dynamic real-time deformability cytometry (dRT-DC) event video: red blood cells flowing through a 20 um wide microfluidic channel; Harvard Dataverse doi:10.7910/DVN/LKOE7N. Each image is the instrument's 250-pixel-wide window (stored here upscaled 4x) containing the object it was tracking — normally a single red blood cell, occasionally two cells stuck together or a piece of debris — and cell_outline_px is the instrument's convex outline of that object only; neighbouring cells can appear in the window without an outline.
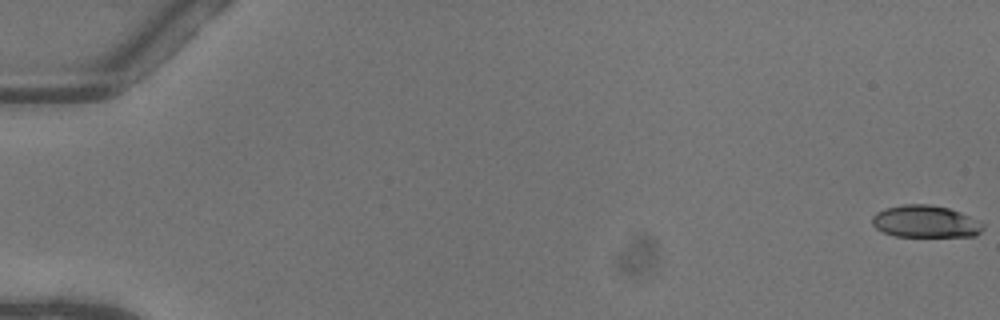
{"species": "common noctule bat (a hibernating species)", "species_latin": "Nyctalus noctula", "temperature_condition": "warm", "stored_images_in_passage": 53, "camera_frame_rate_fps": 3000, "um_per_image_px": 0.085, "animal": {"sex": "female"}, "frame": {"image": 1, "passage_image": 1, "time_ms": 0.0, "image_size_px": [1000, 320], "cell_outline_px": [[984, 228], [976, 236], [896, 236], [884, 232], [876, 228], [872, 224], [872, 216], [876, 212], [884, 208], [904, 204], [928, 204], [948, 208], [960, 212], [984, 224]], "centroid_in_image_um": [78.64, 18.82], "position_along_channel_um": 6.4, "area_um2": 20.69}}
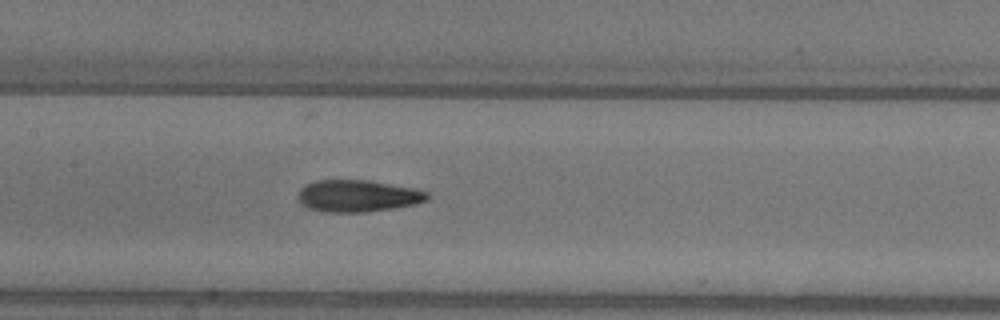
{"frame": {"image": 2, "passage_image": 27, "time_ms": 8.667, "image_size_px": [1000, 320], "cell_outline_px": [[432, 196], [428, 200], [416, 204], [392, 208], [364, 212], [324, 212], [308, 208], [296, 196], [300, 188], [304, 184], [316, 180], [368, 180], [416, 188], [428, 192]], "centroid_in_image_um": [30.43, 16.64], "position_along_channel_um": 177.0, "area_um2": 24.28}}
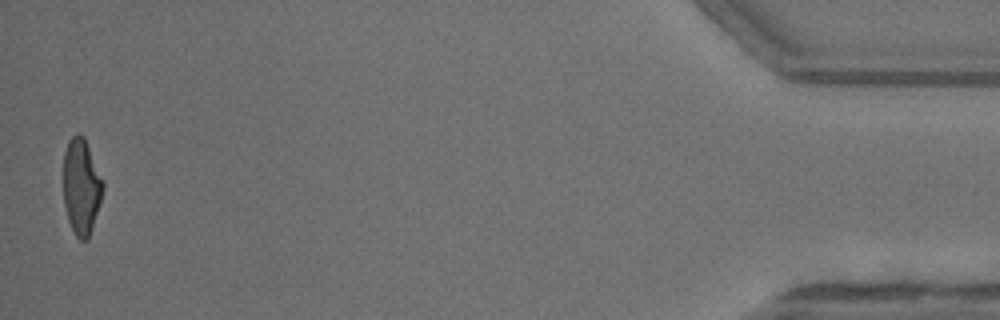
{"frame": {"image": 3, "passage_image": 52, "time_ms": 17.0, "image_size_px": [1000, 320], "cell_outline_px": [[104, 188], [92, 228], [88, 240], [80, 240], [76, 236], [68, 220], [64, 204], [64, 152], [68, 140], [76, 132], [84, 136], [104, 184]], "centroid_in_image_um": [6.9, 15.84], "position_along_channel_um": 428.3, "area_um2": 21.91}, "authors_computed_cell_mechanics": {"area_um2": 22.8888, "velocity_mm_per_s": 4.0962, "shape_relaxation_time_tau1_ms": 4.6808, "shape_relaxation_time_tau2_ms": 2.7495, "deformation_change_tau1": 0.1918, "deformation_change_tau2": 0.1084}}